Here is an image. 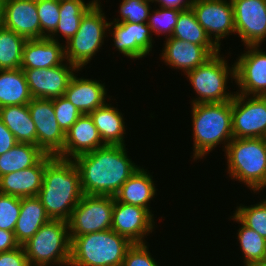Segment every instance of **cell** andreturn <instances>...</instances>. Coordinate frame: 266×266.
Instances as JSON below:
<instances>
[{
    "label": "cell",
    "mask_w": 266,
    "mask_h": 266,
    "mask_svg": "<svg viewBox=\"0 0 266 266\" xmlns=\"http://www.w3.org/2000/svg\"><path fill=\"white\" fill-rule=\"evenodd\" d=\"M126 145H104L73 159L83 194L115 196L138 164L128 156ZM130 157V158H129Z\"/></svg>",
    "instance_id": "1"
},
{
    "label": "cell",
    "mask_w": 266,
    "mask_h": 266,
    "mask_svg": "<svg viewBox=\"0 0 266 266\" xmlns=\"http://www.w3.org/2000/svg\"><path fill=\"white\" fill-rule=\"evenodd\" d=\"M80 174L70 159L54 156L45 166L38 198L52 220L68 221L83 197Z\"/></svg>",
    "instance_id": "2"
},
{
    "label": "cell",
    "mask_w": 266,
    "mask_h": 266,
    "mask_svg": "<svg viewBox=\"0 0 266 266\" xmlns=\"http://www.w3.org/2000/svg\"><path fill=\"white\" fill-rule=\"evenodd\" d=\"M193 158H206L213 149L223 144L225 151L233 139L231 101L191 105Z\"/></svg>",
    "instance_id": "3"
},
{
    "label": "cell",
    "mask_w": 266,
    "mask_h": 266,
    "mask_svg": "<svg viewBox=\"0 0 266 266\" xmlns=\"http://www.w3.org/2000/svg\"><path fill=\"white\" fill-rule=\"evenodd\" d=\"M228 176L251 193L266 188V138H233L225 149Z\"/></svg>",
    "instance_id": "4"
},
{
    "label": "cell",
    "mask_w": 266,
    "mask_h": 266,
    "mask_svg": "<svg viewBox=\"0 0 266 266\" xmlns=\"http://www.w3.org/2000/svg\"><path fill=\"white\" fill-rule=\"evenodd\" d=\"M69 266H122L133 244L112 229L70 236Z\"/></svg>",
    "instance_id": "5"
},
{
    "label": "cell",
    "mask_w": 266,
    "mask_h": 266,
    "mask_svg": "<svg viewBox=\"0 0 266 266\" xmlns=\"http://www.w3.org/2000/svg\"><path fill=\"white\" fill-rule=\"evenodd\" d=\"M220 51L209 58L204 64L185 74L189 84L195 91L196 98L189 103H221L232 101L235 92H229L228 81L235 80V63L229 65ZM233 79V80H232Z\"/></svg>",
    "instance_id": "6"
},
{
    "label": "cell",
    "mask_w": 266,
    "mask_h": 266,
    "mask_svg": "<svg viewBox=\"0 0 266 266\" xmlns=\"http://www.w3.org/2000/svg\"><path fill=\"white\" fill-rule=\"evenodd\" d=\"M22 246L30 266H69L68 222L51 219Z\"/></svg>",
    "instance_id": "7"
},
{
    "label": "cell",
    "mask_w": 266,
    "mask_h": 266,
    "mask_svg": "<svg viewBox=\"0 0 266 266\" xmlns=\"http://www.w3.org/2000/svg\"><path fill=\"white\" fill-rule=\"evenodd\" d=\"M98 0L82 17L75 35L64 44L65 60L78 69L91 62L108 37L109 23ZM105 39V40H104Z\"/></svg>",
    "instance_id": "8"
},
{
    "label": "cell",
    "mask_w": 266,
    "mask_h": 266,
    "mask_svg": "<svg viewBox=\"0 0 266 266\" xmlns=\"http://www.w3.org/2000/svg\"><path fill=\"white\" fill-rule=\"evenodd\" d=\"M115 197L84 194L68 222L69 236L111 229Z\"/></svg>",
    "instance_id": "9"
},
{
    "label": "cell",
    "mask_w": 266,
    "mask_h": 266,
    "mask_svg": "<svg viewBox=\"0 0 266 266\" xmlns=\"http://www.w3.org/2000/svg\"><path fill=\"white\" fill-rule=\"evenodd\" d=\"M231 110L233 138H266V96L235 93Z\"/></svg>",
    "instance_id": "10"
},
{
    "label": "cell",
    "mask_w": 266,
    "mask_h": 266,
    "mask_svg": "<svg viewBox=\"0 0 266 266\" xmlns=\"http://www.w3.org/2000/svg\"><path fill=\"white\" fill-rule=\"evenodd\" d=\"M191 8L198 23L219 49H221L220 41L229 35H236L231 0H192Z\"/></svg>",
    "instance_id": "11"
},
{
    "label": "cell",
    "mask_w": 266,
    "mask_h": 266,
    "mask_svg": "<svg viewBox=\"0 0 266 266\" xmlns=\"http://www.w3.org/2000/svg\"><path fill=\"white\" fill-rule=\"evenodd\" d=\"M235 63V84L238 92L249 96H266V51L261 45L245 46Z\"/></svg>",
    "instance_id": "12"
},
{
    "label": "cell",
    "mask_w": 266,
    "mask_h": 266,
    "mask_svg": "<svg viewBox=\"0 0 266 266\" xmlns=\"http://www.w3.org/2000/svg\"><path fill=\"white\" fill-rule=\"evenodd\" d=\"M36 128V145L45 153L57 156L65 143L53 108V99L33 98L28 104Z\"/></svg>",
    "instance_id": "13"
},
{
    "label": "cell",
    "mask_w": 266,
    "mask_h": 266,
    "mask_svg": "<svg viewBox=\"0 0 266 266\" xmlns=\"http://www.w3.org/2000/svg\"><path fill=\"white\" fill-rule=\"evenodd\" d=\"M22 70L32 97L42 99L64 96L72 76L82 71L66 60L56 67Z\"/></svg>",
    "instance_id": "14"
},
{
    "label": "cell",
    "mask_w": 266,
    "mask_h": 266,
    "mask_svg": "<svg viewBox=\"0 0 266 266\" xmlns=\"http://www.w3.org/2000/svg\"><path fill=\"white\" fill-rule=\"evenodd\" d=\"M236 35L242 45H262L266 41V0H231Z\"/></svg>",
    "instance_id": "15"
},
{
    "label": "cell",
    "mask_w": 266,
    "mask_h": 266,
    "mask_svg": "<svg viewBox=\"0 0 266 266\" xmlns=\"http://www.w3.org/2000/svg\"><path fill=\"white\" fill-rule=\"evenodd\" d=\"M108 34L112 36L116 51L132 60L149 56L155 43L147 23L110 21Z\"/></svg>",
    "instance_id": "16"
},
{
    "label": "cell",
    "mask_w": 266,
    "mask_h": 266,
    "mask_svg": "<svg viewBox=\"0 0 266 266\" xmlns=\"http://www.w3.org/2000/svg\"><path fill=\"white\" fill-rule=\"evenodd\" d=\"M154 220L145 208L115 199L111 229L131 243H147L145 238L157 227Z\"/></svg>",
    "instance_id": "17"
},
{
    "label": "cell",
    "mask_w": 266,
    "mask_h": 266,
    "mask_svg": "<svg viewBox=\"0 0 266 266\" xmlns=\"http://www.w3.org/2000/svg\"><path fill=\"white\" fill-rule=\"evenodd\" d=\"M163 45L160 60L173 69L181 70L184 75L221 51L217 46H202L172 37L165 39Z\"/></svg>",
    "instance_id": "18"
},
{
    "label": "cell",
    "mask_w": 266,
    "mask_h": 266,
    "mask_svg": "<svg viewBox=\"0 0 266 266\" xmlns=\"http://www.w3.org/2000/svg\"><path fill=\"white\" fill-rule=\"evenodd\" d=\"M2 26L27 40L41 38L36 0H3Z\"/></svg>",
    "instance_id": "19"
},
{
    "label": "cell",
    "mask_w": 266,
    "mask_h": 266,
    "mask_svg": "<svg viewBox=\"0 0 266 266\" xmlns=\"http://www.w3.org/2000/svg\"><path fill=\"white\" fill-rule=\"evenodd\" d=\"M53 155L45 154L34 166L0 177V193L18 198L38 196L46 164Z\"/></svg>",
    "instance_id": "20"
},
{
    "label": "cell",
    "mask_w": 266,
    "mask_h": 266,
    "mask_svg": "<svg viewBox=\"0 0 266 266\" xmlns=\"http://www.w3.org/2000/svg\"><path fill=\"white\" fill-rule=\"evenodd\" d=\"M106 145L89 114L81 115L65 134L63 150L57 157L73 160Z\"/></svg>",
    "instance_id": "21"
},
{
    "label": "cell",
    "mask_w": 266,
    "mask_h": 266,
    "mask_svg": "<svg viewBox=\"0 0 266 266\" xmlns=\"http://www.w3.org/2000/svg\"><path fill=\"white\" fill-rule=\"evenodd\" d=\"M75 73L69 81L64 97L70 101L82 115L102 107L112 96L107 95L105 82L101 80L77 77ZM101 81V83H100ZM108 99V100H107Z\"/></svg>",
    "instance_id": "22"
},
{
    "label": "cell",
    "mask_w": 266,
    "mask_h": 266,
    "mask_svg": "<svg viewBox=\"0 0 266 266\" xmlns=\"http://www.w3.org/2000/svg\"><path fill=\"white\" fill-rule=\"evenodd\" d=\"M63 44V45H62ZM65 61L64 43L49 37L26 41L21 61V69L50 68Z\"/></svg>",
    "instance_id": "23"
},
{
    "label": "cell",
    "mask_w": 266,
    "mask_h": 266,
    "mask_svg": "<svg viewBox=\"0 0 266 266\" xmlns=\"http://www.w3.org/2000/svg\"><path fill=\"white\" fill-rule=\"evenodd\" d=\"M153 180L148 169L140 166L126 180L114 197L118 202L145 208L154 217L150 204L157 195L158 189H156L157 186Z\"/></svg>",
    "instance_id": "24"
},
{
    "label": "cell",
    "mask_w": 266,
    "mask_h": 266,
    "mask_svg": "<svg viewBox=\"0 0 266 266\" xmlns=\"http://www.w3.org/2000/svg\"><path fill=\"white\" fill-rule=\"evenodd\" d=\"M107 101L102 107L92 111L89 115L101 136L102 141L107 145H126V127L124 114L112 103Z\"/></svg>",
    "instance_id": "25"
},
{
    "label": "cell",
    "mask_w": 266,
    "mask_h": 266,
    "mask_svg": "<svg viewBox=\"0 0 266 266\" xmlns=\"http://www.w3.org/2000/svg\"><path fill=\"white\" fill-rule=\"evenodd\" d=\"M50 220L45 207L37 196L21 198L20 214L14 229L17 243L22 246Z\"/></svg>",
    "instance_id": "26"
},
{
    "label": "cell",
    "mask_w": 266,
    "mask_h": 266,
    "mask_svg": "<svg viewBox=\"0 0 266 266\" xmlns=\"http://www.w3.org/2000/svg\"><path fill=\"white\" fill-rule=\"evenodd\" d=\"M33 99L21 68L0 70V108L27 105Z\"/></svg>",
    "instance_id": "27"
},
{
    "label": "cell",
    "mask_w": 266,
    "mask_h": 266,
    "mask_svg": "<svg viewBox=\"0 0 266 266\" xmlns=\"http://www.w3.org/2000/svg\"><path fill=\"white\" fill-rule=\"evenodd\" d=\"M0 119L14 135L17 143L36 145V128L31 118L28 105L1 107Z\"/></svg>",
    "instance_id": "28"
},
{
    "label": "cell",
    "mask_w": 266,
    "mask_h": 266,
    "mask_svg": "<svg viewBox=\"0 0 266 266\" xmlns=\"http://www.w3.org/2000/svg\"><path fill=\"white\" fill-rule=\"evenodd\" d=\"M97 1L98 0H91L86 3L85 0H60V19L57 28L49 38L59 41V37H65V41L63 42H68L78 31L80 21L84 14Z\"/></svg>",
    "instance_id": "29"
},
{
    "label": "cell",
    "mask_w": 266,
    "mask_h": 266,
    "mask_svg": "<svg viewBox=\"0 0 266 266\" xmlns=\"http://www.w3.org/2000/svg\"><path fill=\"white\" fill-rule=\"evenodd\" d=\"M45 153L35 144L17 143L0 155V177L34 166Z\"/></svg>",
    "instance_id": "30"
},
{
    "label": "cell",
    "mask_w": 266,
    "mask_h": 266,
    "mask_svg": "<svg viewBox=\"0 0 266 266\" xmlns=\"http://www.w3.org/2000/svg\"><path fill=\"white\" fill-rule=\"evenodd\" d=\"M240 224L237 230V242L242 252V262L244 266L263 263L266 257V239L261 237L256 231L245 226L234 214L228 218Z\"/></svg>",
    "instance_id": "31"
},
{
    "label": "cell",
    "mask_w": 266,
    "mask_h": 266,
    "mask_svg": "<svg viewBox=\"0 0 266 266\" xmlns=\"http://www.w3.org/2000/svg\"><path fill=\"white\" fill-rule=\"evenodd\" d=\"M27 39L4 26L0 27V70L19 69Z\"/></svg>",
    "instance_id": "32"
},
{
    "label": "cell",
    "mask_w": 266,
    "mask_h": 266,
    "mask_svg": "<svg viewBox=\"0 0 266 266\" xmlns=\"http://www.w3.org/2000/svg\"><path fill=\"white\" fill-rule=\"evenodd\" d=\"M172 38L202 46H216L198 23L192 8L180 11Z\"/></svg>",
    "instance_id": "33"
},
{
    "label": "cell",
    "mask_w": 266,
    "mask_h": 266,
    "mask_svg": "<svg viewBox=\"0 0 266 266\" xmlns=\"http://www.w3.org/2000/svg\"><path fill=\"white\" fill-rule=\"evenodd\" d=\"M234 215L247 227L266 239V198L254 205L240 204L233 211Z\"/></svg>",
    "instance_id": "34"
},
{
    "label": "cell",
    "mask_w": 266,
    "mask_h": 266,
    "mask_svg": "<svg viewBox=\"0 0 266 266\" xmlns=\"http://www.w3.org/2000/svg\"><path fill=\"white\" fill-rule=\"evenodd\" d=\"M180 11L177 9L159 7L151 10L149 13L147 24L151 33L156 36L164 34L165 39L172 36L174 28L177 24Z\"/></svg>",
    "instance_id": "35"
},
{
    "label": "cell",
    "mask_w": 266,
    "mask_h": 266,
    "mask_svg": "<svg viewBox=\"0 0 266 266\" xmlns=\"http://www.w3.org/2000/svg\"><path fill=\"white\" fill-rule=\"evenodd\" d=\"M151 0H122L118 9V17L112 22L147 23L149 13L152 9Z\"/></svg>",
    "instance_id": "36"
},
{
    "label": "cell",
    "mask_w": 266,
    "mask_h": 266,
    "mask_svg": "<svg viewBox=\"0 0 266 266\" xmlns=\"http://www.w3.org/2000/svg\"><path fill=\"white\" fill-rule=\"evenodd\" d=\"M41 26V38L49 37L57 28L60 19V0H36Z\"/></svg>",
    "instance_id": "37"
},
{
    "label": "cell",
    "mask_w": 266,
    "mask_h": 266,
    "mask_svg": "<svg viewBox=\"0 0 266 266\" xmlns=\"http://www.w3.org/2000/svg\"><path fill=\"white\" fill-rule=\"evenodd\" d=\"M21 209V198L0 193V229L14 232Z\"/></svg>",
    "instance_id": "38"
},
{
    "label": "cell",
    "mask_w": 266,
    "mask_h": 266,
    "mask_svg": "<svg viewBox=\"0 0 266 266\" xmlns=\"http://www.w3.org/2000/svg\"><path fill=\"white\" fill-rule=\"evenodd\" d=\"M53 108L58 125L65 134L82 115L64 96L53 99Z\"/></svg>",
    "instance_id": "39"
},
{
    "label": "cell",
    "mask_w": 266,
    "mask_h": 266,
    "mask_svg": "<svg viewBox=\"0 0 266 266\" xmlns=\"http://www.w3.org/2000/svg\"><path fill=\"white\" fill-rule=\"evenodd\" d=\"M147 243H133L126 251L122 266H160Z\"/></svg>",
    "instance_id": "40"
},
{
    "label": "cell",
    "mask_w": 266,
    "mask_h": 266,
    "mask_svg": "<svg viewBox=\"0 0 266 266\" xmlns=\"http://www.w3.org/2000/svg\"><path fill=\"white\" fill-rule=\"evenodd\" d=\"M0 266H30L23 246L0 252Z\"/></svg>",
    "instance_id": "41"
},
{
    "label": "cell",
    "mask_w": 266,
    "mask_h": 266,
    "mask_svg": "<svg viewBox=\"0 0 266 266\" xmlns=\"http://www.w3.org/2000/svg\"><path fill=\"white\" fill-rule=\"evenodd\" d=\"M17 144L14 135L0 119V155L6 153Z\"/></svg>",
    "instance_id": "42"
},
{
    "label": "cell",
    "mask_w": 266,
    "mask_h": 266,
    "mask_svg": "<svg viewBox=\"0 0 266 266\" xmlns=\"http://www.w3.org/2000/svg\"><path fill=\"white\" fill-rule=\"evenodd\" d=\"M19 246L20 245L15 239L14 232L0 229V252H8Z\"/></svg>",
    "instance_id": "43"
},
{
    "label": "cell",
    "mask_w": 266,
    "mask_h": 266,
    "mask_svg": "<svg viewBox=\"0 0 266 266\" xmlns=\"http://www.w3.org/2000/svg\"><path fill=\"white\" fill-rule=\"evenodd\" d=\"M153 3L159 7L183 11L191 8L192 0H153Z\"/></svg>",
    "instance_id": "44"
},
{
    "label": "cell",
    "mask_w": 266,
    "mask_h": 266,
    "mask_svg": "<svg viewBox=\"0 0 266 266\" xmlns=\"http://www.w3.org/2000/svg\"><path fill=\"white\" fill-rule=\"evenodd\" d=\"M3 0H0V27L2 26Z\"/></svg>",
    "instance_id": "45"
},
{
    "label": "cell",
    "mask_w": 266,
    "mask_h": 266,
    "mask_svg": "<svg viewBox=\"0 0 266 266\" xmlns=\"http://www.w3.org/2000/svg\"><path fill=\"white\" fill-rule=\"evenodd\" d=\"M250 266H266V265H264L263 263H259V264H253V265H250Z\"/></svg>",
    "instance_id": "46"
}]
</instances>
